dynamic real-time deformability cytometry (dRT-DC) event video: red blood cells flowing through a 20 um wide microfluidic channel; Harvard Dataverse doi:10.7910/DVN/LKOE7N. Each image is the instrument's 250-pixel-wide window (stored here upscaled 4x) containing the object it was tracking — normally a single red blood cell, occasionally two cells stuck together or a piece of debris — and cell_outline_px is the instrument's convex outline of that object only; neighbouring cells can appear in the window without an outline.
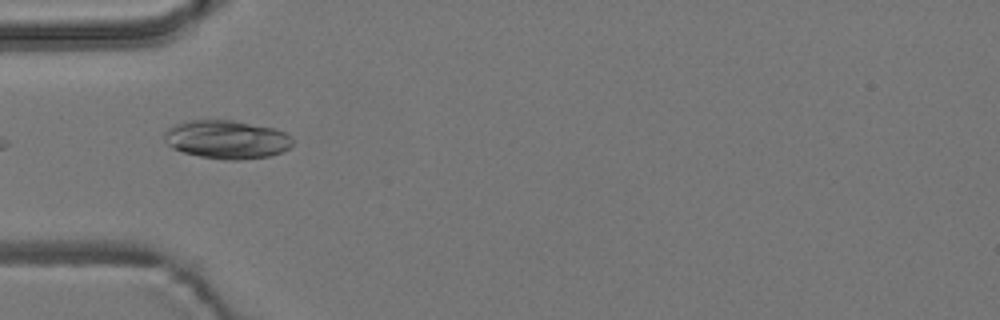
{"species": "common noctule bat (a hibernating species)", "species_latin": "Nyctalus noctula", "temperature_condition": "room temperature", "stored_images_in_passage": 5, "camera_frame_rate_fps": 3000, "um_per_image_px": 0.085, "animal": {"sex": "male", "body_mass_g": 19.2, "forearm_length_mm": 51.8}, "frame": {"image": 1, "passage_image": 5, "time_ms": 1.333, "image_size_px": [1000, 320], "cell_outline_px": [[292, 144], [288, 148], [280, 152], [268, 156], [236, 160], [232, 160], [200, 156], [184, 152], [172, 148], [164, 140], [164, 132], [168, 128], [176, 124], [192, 120], [232, 120], [272, 128], [284, 132], [292, 140]], "centroid_in_image_um": [19.23, 11.85], "position_along_channel_um": 65.8, "area_um2": 28.26}}